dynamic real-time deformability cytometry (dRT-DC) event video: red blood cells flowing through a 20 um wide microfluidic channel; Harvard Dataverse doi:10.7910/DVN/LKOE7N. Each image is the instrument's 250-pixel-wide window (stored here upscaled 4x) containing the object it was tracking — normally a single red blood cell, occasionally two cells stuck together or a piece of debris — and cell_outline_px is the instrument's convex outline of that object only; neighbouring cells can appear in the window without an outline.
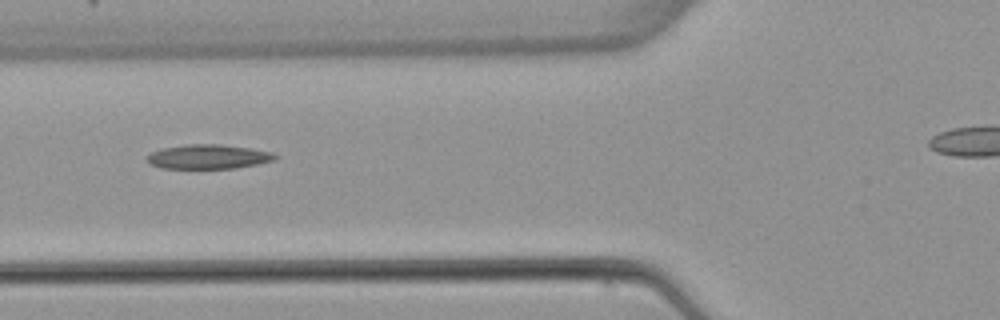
{"species": "common noctule bat (a hibernating species)", "species_latin": "Nyctalus noctula", "temperature_condition": "warm", "stored_images_in_passage": 2, "camera_frame_rate_fps": 3000, "um_per_image_px": 0.085, "animal": {"sex": "female", "body_mass_g": 22.7, "forearm_length_mm": 54.2}, "frame": {"image": 1, "passage_image": 2, "time_ms": 1.0, "image_size_px": [1000, 320], "cell_outline_px": [[280, 156], [276, 160], [236, 168], [160, 168], [148, 164], [144, 160], [144, 156], [160, 148], [188, 144], [220, 144], [248, 148], [272, 152]], "centroid_in_image_um": [17.65, 13.32], "position_along_channel_um": 108.2, "area_um2": 18.44}}